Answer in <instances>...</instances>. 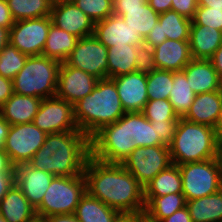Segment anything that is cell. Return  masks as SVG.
Returning a JSON list of instances; mask_svg holds the SVG:
<instances>
[{
  "instance_id": "obj_23",
  "label": "cell",
  "mask_w": 222,
  "mask_h": 222,
  "mask_svg": "<svg viewBox=\"0 0 222 222\" xmlns=\"http://www.w3.org/2000/svg\"><path fill=\"white\" fill-rule=\"evenodd\" d=\"M42 98L13 93L0 107V116L10 125L33 122Z\"/></svg>"
},
{
  "instance_id": "obj_26",
  "label": "cell",
  "mask_w": 222,
  "mask_h": 222,
  "mask_svg": "<svg viewBox=\"0 0 222 222\" xmlns=\"http://www.w3.org/2000/svg\"><path fill=\"white\" fill-rule=\"evenodd\" d=\"M113 9L114 14L121 16L131 29L139 33L143 40L159 21V13L155 12L148 2L139 7Z\"/></svg>"
},
{
  "instance_id": "obj_9",
  "label": "cell",
  "mask_w": 222,
  "mask_h": 222,
  "mask_svg": "<svg viewBox=\"0 0 222 222\" xmlns=\"http://www.w3.org/2000/svg\"><path fill=\"white\" fill-rule=\"evenodd\" d=\"M121 164L144 188L158 173L169 168L173 162L168 146L155 145L134 149Z\"/></svg>"
},
{
  "instance_id": "obj_50",
  "label": "cell",
  "mask_w": 222,
  "mask_h": 222,
  "mask_svg": "<svg viewBox=\"0 0 222 222\" xmlns=\"http://www.w3.org/2000/svg\"><path fill=\"white\" fill-rule=\"evenodd\" d=\"M214 69L222 79V45L215 51V53L209 58Z\"/></svg>"
},
{
  "instance_id": "obj_59",
  "label": "cell",
  "mask_w": 222,
  "mask_h": 222,
  "mask_svg": "<svg viewBox=\"0 0 222 222\" xmlns=\"http://www.w3.org/2000/svg\"><path fill=\"white\" fill-rule=\"evenodd\" d=\"M73 0H50L52 5L58 4V3H64V2H72Z\"/></svg>"
},
{
  "instance_id": "obj_62",
  "label": "cell",
  "mask_w": 222,
  "mask_h": 222,
  "mask_svg": "<svg viewBox=\"0 0 222 222\" xmlns=\"http://www.w3.org/2000/svg\"><path fill=\"white\" fill-rule=\"evenodd\" d=\"M220 158H222V145H221V150H220Z\"/></svg>"
},
{
  "instance_id": "obj_19",
  "label": "cell",
  "mask_w": 222,
  "mask_h": 222,
  "mask_svg": "<svg viewBox=\"0 0 222 222\" xmlns=\"http://www.w3.org/2000/svg\"><path fill=\"white\" fill-rule=\"evenodd\" d=\"M94 36L107 48L115 45H142L143 38L126 24L121 16L112 14L95 22Z\"/></svg>"
},
{
  "instance_id": "obj_17",
  "label": "cell",
  "mask_w": 222,
  "mask_h": 222,
  "mask_svg": "<svg viewBox=\"0 0 222 222\" xmlns=\"http://www.w3.org/2000/svg\"><path fill=\"white\" fill-rule=\"evenodd\" d=\"M192 20L175 11L159 14V21L153 26L144 43L151 48L163 43L166 39L189 40Z\"/></svg>"
},
{
  "instance_id": "obj_53",
  "label": "cell",
  "mask_w": 222,
  "mask_h": 222,
  "mask_svg": "<svg viewBox=\"0 0 222 222\" xmlns=\"http://www.w3.org/2000/svg\"><path fill=\"white\" fill-rule=\"evenodd\" d=\"M144 213L120 214L114 222H141Z\"/></svg>"
},
{
  "instance_id": "obj_47",
  "label": "cell",
  "mask_w": 222,
  "mask_h": 222,
  "mask_svg": "<svg viewBox=\"0 0 222 222\" xmlns=\"http://www.w3.org/2000/svg\"><path fill=\"white\" fill-rule=\"evenodd\" d=\"M161 222H193L188 208L185 206L175 211L171 216L163 219Z\"/></svg>"
},
{
  "instance_id": "obj_51",
  "label": "cell",
  "mask_w": 222,
  "mask_h": 222,
  "mask_svg": "<svg viewBox=\"0 0 222 222\" xmlns=\"http://www.w3.org/2000/svg\"><path fill=\"white\" fill-rule=\"evenodd\" d=\"M147 0H113V8H133L139 7Z\"/></svg>"
},
{
  "instance_id": "obj_30",
  "label": "cell",
  "mask_w": 222,
  "mask_h": 222,
  "mask_svg": "<svg viewBox=\"0 0 222 222\" xmlns=\"http://www.w3.org/2000/svg\"><path fill=\"white\" fill-rule=\"evenodd\" d=\"M78 39V37L51 24L42 55L63 63L75 48Z\"/></svg>"
},
{
  "instance_id": "obj_46",
  "label": "cell",
  "mask_w": 222,
  "mask_h": 222,
  "mask_svg": "<svg viewBox=\"0 0 222 222\" xmlns=\"http://www.w3.org/2000/svg\"><path fill=\"white\" fill-rule=\"evenodd\" d=\"M15 183V173H0V201Z\"/></svg>"
},
{
  "instance_id": "obj_38",
  "label": "cell",
  "mask_w": 222,
  "mask_h": 222,
  "mask_svg": "<svg viewBox=\"0 0 222 222\" xmlns=\"http://www.w3.org/2000/svg\"><path fill=\"white\" fill-rule=\"evenodd\" d=\"M142 113L150 122L179 121L168 99L148 100Z\"/></svg>"
},
{
  "instance_id": "obj_27",
  "label": "cell",
  "mask_w": 222,
  "mask_h": 222,
  "mask_svg": "<svg viewBox=\"0 0 222 222\" xmlns=\"http://www.w3.org/2000/svg\"><path fill=\"white\" fill-rule=\"evenodd\" d=\"M193 222H222V188L209 196L186 201Z\"/></svg>"
},
{
  "instance_id": "obj_10",
  "label": "cell",
  "mask_w": 222,
  "mask_h": 222,
  "mask_svg": "<svg viewBox=\"0 0 222 222\" xmlns=\"http://www.w3.org/2000/svg\"><path fill=\"white\" fill-rule=\"evenodd\" d=\"M46 136L33 122L10 125L3 150L14 166L28 163L42 147Z\"/></svg>"
},
{
  "instance_id": "obj_12",
  "label": "cell",
  "mask_w": 222,
  "mask_h": 222,
  "mask_svg": "<svg viewBox=\"0 0 222 222\" xmlns=\"http://www.w3.org/2000/svg\"><path fill=\"white\" fill-rule=\"evenodd\" d=\"M33 123L46 134L80 131L75 121L74 105L57 96L42 99Z\"/></svg>"
},
{
  "instance_id": "obj_32",
  "label": "cell",
  "mask_w": 222,
  "mask_h": 222,
  "mask_svg": "<svg viewBox=\"0 0 222 222\" xmlns=\"http://www.w3.org/2000/svg\"><path fill=\"white\" fill-rule=\"evenodd\" d=\"M172 193H182L181 172L175 164L158 173L144 187V197H160Z\"/></svg>"
},
{
  "instance_id": "obj_44",
  "label": "cell",
  "mask_w": 222,
  "mask_h": 222,
  "mask_svg": "<svg viewBox=\"0 0 222 222\" xmlns=\"http://www.w3.org/2000/svg\"><path fill=\"white\" fill-rule=\"evenodd\" d=\"M15 23L6 0H0V26L10 29Z\"/></svg>"
},
{
  "instance_id": "obj_33",
  "label": "cell",
  "mask_w": 222,
  "mask_h": 222,
  "mask_svg": "<svg viewBox=\"0 0 222 222\" xmlns=\"http://www.w3.org/2000/svg\"><path fill=\"white\" fill-rule=\"evenodd\" d=\"M126 124L130 138H133L137 147L164 145L157 137L155 126L151 125L142 112H126Z\"/></svg>"
},
{
  "instance_id": "obj_4",
  "label": "cell",
  "mask_w": 222,
  "mask_h": 222,
  "mask_svg": "<svg viewBox=\"0 0 222 222\" xmlns=\"http://www.w3.org/2000/svg\"><path fill=\"white\" fill-rule=\"evenodd\" d=\"M169 148L173 164L182 165L220 157L221 145L214 128L179 118Z\"/></svg>"
},
{
  "instance_id": "obj_18",
  "label": "cell",
  "mask_w": 222,
  "mask_h": 222,
  "mask_svg": "<svg viewBox=\"0 0 222 222\" xmlns=\"http://www.w3.org/2000/svg\"><path fill=\"white\" fill-rule=\"evenodd\" d=\"M15 184L22 191L28 202L36 209L42 202L53 174L35 169L28 163L15 166Z\"/></svg>"
},
{
  "instance_id": "obj_55",
  "label": "cell",
  "mask_w": 222,
  "mask_h": 222,
  "mask_svg": "<svg viewBox=\"0 0 222 222\" xmlns=\"http://www.w3.org/2000/svg\"><path fill=\"white\" fill-rule=\"evenodd\" d=\"M10 29L0 26V52L9 43Z\"/></svg>"
},
{
  "instance_id": "obj_28",
  "label": "cell",
  "mask_w": 222,
  "mask_h": 222,
  "mask_svg": "<svg viewBox=\"0 0 222 222\" xmlns=\"http://www.w3.org/2000/svg\"><path fill=\"white\" fill-rule=\"evenodd\" d=\"M144 217L152 222H161L175 211L186 206L183 193H172L160 197H144Z\"/></svg>"
},
{
  "instance_id": "obj_61",
  "label": "cell",
  "mask_w": 222,
  "mask_h": 222,
  "mask_svg": "<svg viewBox=\"0 0 222 222\" xmlns=\"http://www.w3.org/2000/svg\"><path fill=\"white\" fill-rule=\"evenodd\" d=\"M0 222H7L0 214Z\"/></svg>"
},
{
  "instance_id": "obj_20",
  "label": "cell",
  "mask_w": 222,
  "mask_h": 222,
  "mask_svg": "<svg viewBox=\"0 0 222 222\" xmlns=\"http://www.w3.org/2000/svg\"><path fill=\"white\" fill-rule=\"evenodd\" d=\"M157 69L167 71H182L193 59L190 52L189 40L166 39L153 48Z\"/></svg>"
},
{
  "instance_id": "obj_7",
  "label": "cell",
  "mask_w": 222,
  "mask_h": 222,
  "mask_svg": "<svg viewBox=\"0 0 222 222\" xmlns=\"http://www.w3.org/2000/svg\"><path fill=\"white\" fill-rule=\"evenodd\" d=\"M86 193L84 175L55 176L44 194L36 214L52 216L74 214L80 198Z\"/></svg>"
},
{
  "instance_id": "obj_21",
  "label": "cell",
  "mask_w": 222,
  "mask_h": 222,
  "mask_svg": "<svg viewBox=\"0 0 222 222\" xmlns=\"http://www.w3.org/2000/svg\"><path fill=\"white\" fill-rule=\"evenodd\" d=\"M194 93L221 90V78L209 59H192L182 70Z\"/></svg>"
},
{
  "instance_id": "obj_29",
  "label": "cell",
  "mask_w": 222,
  "mask_h": 222,
  "mask_svg": "<svg viewBox=\"0 0 222 222\" xmlns=\"http://www.w3.org/2000/svg\"><path fill=\"white\" fill-rule=\"evenodd\" d=\"M74 215L79 222H114L120 213L86 192Z\"/></svg>"
},
{
  "instance_id": "obj_15",
  "label": "cell",
  "mask_w": 222,
  "mask_h": 222,
  "mask_svg": "<svg viewBox=\"0 0 222 222\" xmlns=\"http://www.w3.org/2000/svg\"><path fill=\"white\" fill-rule=\"evenodd\" d=\"M50 17L52 24L79 39L94 35L95 22L73 1L52 5Z\"/></svg>"
},
{
  "instance_id": "obj_13",
  "label": "cell",
  "mask_w": 222,
  "mask_h": 222,
  "mask_svg": "<svg viewBox=\"0 0 222 222\" xmlns=\"http://www.w3.org/2000/svg\"><path fill=\"white\" fill-rule=\"evenodd\" d=\"M51 24L50 16L15 21L9 42L27 56L42 55Z\"/></svg>"
},
{
  "instance_id": "obj_39",
  "label": "cell",
  "mask_w": 222,
  "mask_h": 222,
  "mask_svg": "<svg viewBox=\"0 0 222 222\" xmlns=\"http://www.w3.org/2000/svg\"><path fill=\"white\" fill-rule=\"evenodd\" d=\"M73 2L94 22L114 14L113 0H73Z\"/></svg>"
},
{
  "instance_id": "obj_35",
  "label": "cell",
  "mask_w": 222,
  "mask_h": 222,
  "mask_svg": "<svg viewBox=\"0 0 222 222\" xmlns=\"http://www.w3.org/2000/svg\"><path fill=\"white\" fill-rule=\"evenodd\" d=\"M15 21L50 16V0H6Z\"/></svg>"
},
{
  "instance_id": "obj_36",
  "label": "cell",
  "mask_w": 222,
  "mask_h": 222,
  "mask_svg": "<svg viewBox=\"0 0 222 222\" xmlns=\"http://www.w3.org/2000/svg\"><path fill=\"white\" fill-rule=\"evenodd\" d=\"M173 87V71L157 69L147 74L148 100L169 99Z\"/></svg>"
},
{
  "instance_id": "obj_5",
  "label": "cell",
  "mask_w": 222,
  "mask_h": 222,
  "mask_svg": "<svg viewBox=\"0 0 222 222\" xmlns=\"http://www.w3.org/2000/svg\"><path fill=\"white\" fill-rule=\"evenodd\" d=\"M61 62L44 55L28 56L13 79V93L42 99L56 96Z\"/></svg>"
},
{
  "instance_id": "obj_49",
  "label": "cell",
  "mask_w": 222,
  "mask_h": 222,
  "mask_svg": "<svg viewBox=\"0 0 222 222\" xmlns=\"http://www.w3.org/2000/svg\"><path fill=\"white\" fill-rule=\"evenodd\" d=\"M15 166L4 150H0V173H15Z\"/></svg>"
},
{
  "instance_id": "obj_42",
  "label": "cell",
  "mask_w": 222,
  "mask_h": 222,
  "mask_svg": "<svg viewBox=\"0 0 222 222\" xmlns=\"http://www.w3.org/2000/svg\"><path fill=\"white\" fill-rule=\"evenodd\" d=\"M179 121L151 122L157 131V137L165 146H170Z\"/></svg>"
},
{
  "instance_id": "obj_45",
  "label": "cell",
  "mask_w": 222,
  "mask_h": 222,
  "mask_svg": "<svg viewBox=\"0 0 222 222\" xmlns=\"http://www.w3.org/2000/svg\"><path fill=\"white\" fill-rule=\"evenodd\" d=\"M12 94L13 80L0 75V107L12 96Z\"/></svg>"
},
{
  "instance_id": "obj_57",
  "label": "cell",
  "mask_w": 222,
  "mask_h": 222,
  "mask_svg": "<svg viewBox=\"0 0 222 222\" xmlns=\"http://www.w3.org/2000/svg\"><path fill=\"white\" fill-rule=\"evenodd\" d=\"M214 131H215V135H216L218 143L222 145V105H221L218 120L216 122V125L214 126Z\"/></svg>"
},
{
  "instance_id": "obj_40",
  "label": "cell",
  "mask_w": 222,
  "mask_h": 222,
  "mask_svg": "<svg viewBox=\"0 0 222 222\" xmlns=\"http://www.w3.org/2000/svg\"><path fill=\"white\" fill-rule=\"evenodd\" d=\"M191 24L209 26L222 31V9L198 6Z\"/></svg>"
},
{
  "instance_id": "obj_14",
  "label": "cell",
  "mask_w": 222,
  "mask_h": 222,
  "mask_svg": "<svg viewBox=\"0 0 222 222\" xmlns=\"http://www.w3.org/2000/svg\"><path fill=\"white\" fill-rule=\"evenodd\" d=\"M98 79L88 73L61 63L56 96L74 105L94 89Z\"/></svg>"
},
{
  "instance_id": "obj_34",
  "label": "cell",
  "mask_w": 222,
  "mask_h": 222,
  "mask_svg": "<svg viewBox=\"0 0 222 222\" xmlns=\"http://www.w3.org/2000/svg\"><path fill=\"white\" fill-rule=\"evenodd\" d=\"M187 81L183 71L173 72V87L169 94V102L179 118H183L194 102L195 93Z\"/></svg>"
},
{
  "instance_id": "obj_54",
  "label": "cell",
  "mask_w": 222,
  "mask_h": 222,
  "mask_svg": "<svg viewBox=\"0 0 222 222\" xmlns=\"http://www.w3.org/2000/svg\"><path fill=\"white\" fill-rule=\"evenodd\" d=\"M9 128H10V124L7 123L0 116V150H3L5 147V141H6V137L8 135Z\"/></svg>"
},
{
  "instance_id": "obj_11",
  "label": "cell",
  "mask_w": 222,
  "mask_h": 222,
  "mask_svg": "<svg viewBox=\"0 0 222 222\" xmlns=\"http://www.w3.org/2000/svg\"><path fill=\"white\" fill-rule=\"evenodd\" d=\"M108 50L94 35L78 39L75 48L65 61L99 79L108 78Z\"/></svg>"
},
{
  "instance_id": "obj_25",
  "label": "cell",
  "mask_w": 222,
  "mask_h": 222,
  "mask_svg": "<svg viewBox=\"0 0 222 222\" xmlns=\"http://www.w3.org/2000/svg\"><path fill=\"white\" fill-rule=\"evenodd\" d=\"M0 214L7 222H26L36 210L14 183L0 201Z\"/></svg>"
},
{
  "instance_id": "obj_2",
  "label": "cell",
  "mask_w": 222,
  "mask_h": 222,
  "mask_svg": "<svg viewBox=\"0 0 222 222\" xmlns=\"http://www.w3.org/2000/svg\"><path fill=\"white\" fill-rule=\"evenodd\" d=\"M90 157V138L82 131L47 134L42 147L28 162L54 176L83 175Z\"/></svg>"
},
{
  "instance_id": "obj_1",
  "label": "cell",
  "mask_w": 222,
  "mask_h": 222,
  "mask_svg": "<svg viewBox=\"0 0 222 222\" xmlns=\"http://www.w3.org/2000/svg\"><path fill=\"white\" fill-rule=\"evenodd\" d=\"M86 192L120 214L144 213V188L121 163H108L90 156L84 173Z\"/></svg>"
},
{
  "instance_id": "obj_37",
  "label": "cell",
  "mask_w": 222,
  "mask_h": 222,
  "mask_svg": "<svg viewBox=\"0 0 222 222\" xmlns=\"http://www.w3.org/2000/svg\"><path fill=\"white\" fill-rule=\"evenodd\" d=\"M28 56L20 52L10 42L0 52V75L13 80L25 66Z\"/></svg>"
},
{
  "instance_id": "obj_43",
  "label": "cell",
  "mask_w": 222,
  "mask_h": 222,
  "mask_svg": "<svg viewBox=\"0 0 222 222\" xmlns=\"http://www.w3.org/2000/svg\"><path fill=\"white\" fill-rule=\"evenodd\" d=\"M197 7V0H172L171 10L192 20Z\"/></svg>"
},
{
  "instance_id": "obj_48",
  "label": "cell",
  "mask_w": 222,
  "mask_h": 222,
  "mask_svg": "<svg viewBox=\"0 0 222 222\" xmlns=\"http://www.w3.org/2000/svg\"><path fill=\"white\" fill-rule=\"evenodd\" d=\"M147 2L159 14L171 10L172 0H147Z\"/></svg>"
},
{
  "instance_id": "obj_56",
  "label": "cell",
  "mask_w": 222,
  "mask_h": 222,
  "mask_svg": "<svg viewBox=\"0 0 222 222\" xmlns=\"http://www.w3.org/2000/svg\"><path fill=\"white\" fill-rule=\"evenodd\" d=\"M198 6H207L212 9H222V0H197Z\"/></svg>"
},
{
  "instance_id": "obj_24",
  "label": "cell",
  "mask_w": 222,
  "mask_h": 222,
  "mask_svg": "<svg viewBox=\"0 0 222 222\" xmlns=\"http://www.w3.org/2000/svg\"><path fill=\"white\" fill-rule=\"evenodd\" d=\"M222 45V31L213 27L191 24L189 35L193 59H209Z\"/></svg>"
},
{
  "instance_id": "obj_52",
  "label": "cell",
  "mask_w": 222,
  "mask_h": 222,
  "mask_svg": "<svg viewBox=\"0 0 222 222\" xmlns=\"http://www.w3.org/2000/svg\"><path fill=\"white\" fill-rule=\"evenodd\" d=\"M47 222H79L74 214H61L46 217Z\"/></svg>"
},
{
  "instance_id": "obj_31",
  "label": "cell",
  "mask_w": 222,
  "mask_h": 222,
  "mask_svg": "<svg viewBox=\"0 0 222 222\" xmlns=\"http://www.w3.org/2000/svg\"><path fill=\"white\" fill-rule=\"evenodd\" d=\"M107 50L108 78H116L136 71V45H115Z\"/></svg>"
},
{
  "instance_id": "obj_58",
  "label": "cell",
  "mask_w": 222,
  "mask_h": 222,
  "mask_svg": "<svg viewBox=\"0 0 222 222\" xmlns=\"http://www.w3.org/2000/svg\"><path fill=\"white\" fill-rule=\"evenodd\" d=\"M26 222H47V221L45 216L35 214L32 218H30Z\"/></svg>"
},
{
  "instance_id": "obj_8",
  "label": "cell",
  "mask_w": 222,
  "mask_h": 222,
  "mask_svg": "<svg viewBox=\"0 0 222 222\" xmlns=\"http://www.w3.org/2000/svg\"><path fill=\"white\" fill-rule=\"evenodd\" d=\"M178 166L182 178V193L186 201L209 196L222 188L220 157Z\"/></svg>"
},
{
  "instance_id": "obj_41",
  "label": "cell",
  "mask_w": 222,
  "mask_h": 222,
  "mask_svg": "<svg viewBox=\"0 0 222 222\" xmlns=\"http://www.w3.org/2000/svg\"><path fill=\"white\" fill-rule=\"evenodd\" d=\"M136 71L141 73H151L157 70L155 63L153 48L149 47L145 43L137 46L136 55Z\"/></svg>"
},
{
  "instance_id": "obj_16",
  "label": "cell",
  "mask_w": 222,
  "mask_h": 222,
  "mask_svg": "<svg viewBox=\"0 0 222 222\" xmlns=\"http://www.w3.org/2000/svg\"><path fill=\"white\" fill-rule=\"evenodd\" d=\"M112 79L125 112H142L148 102L147 74L135 71Z\"/></svg>"
},
{
  "instance_id": "obj_22",
  "label": "cell",
  "mask_w": 222,
  "mask_h": 222,
  "mask_svg": "<svg viewBox=\"0 0 222 222\" xmlns=\"http://www.w3.org/2000/svg\"><path fill=\"white\" fill-rule=\"evenodd\" d=\"M222 105V91L216 90L195 95L194 102L184 119L214 128Z\"/></svg>"
},
{
  "instance_id": "obj_3",
  "label": "cell",
  "mask_w": 222,
  "mask_h": 222,
  "mask_svg": "<svg viewBox=\"0 0 222 222\" xmlns=\"http://www.w3.org/2000/svg\"><path fill=\"white\" fill-rule=\"evenodd\" d=\"M125 113L112 78L99 79L93 91L74 104L78 129L89 138L101 127L116 122Z\"/></svg>"
},
{
  "instance_id": "obj_6",
  "label": "cell",
  "mask_w": 222,
  "mask_h": 222,
  "mask_svg": "<svg viewBox=\"0 0 222 222\" xmlns=\"http://www.w3.org/2000/svg\"><path fill=\"white\" fill-rule=\"evenodd\" d=\"M136 148L138 147L128 132L126 113L90 137V156L103 162L122 163Z\"/></svg>"
},
{
  "instance_id": "obj_60",
  "label": "cell",
  "mask_w": 222,
  "mask_h": 222,
  "mask_svg": "<svg viewBox=\"0 0 222 222\" xmlns=\"http://www.w3.org/2000/svg\"><path fill=\"white\" fill-rule=\"evenodd\" d=\"M141 222H152V221L143 216V220Z\"/></svg>"
}]
</instances>
